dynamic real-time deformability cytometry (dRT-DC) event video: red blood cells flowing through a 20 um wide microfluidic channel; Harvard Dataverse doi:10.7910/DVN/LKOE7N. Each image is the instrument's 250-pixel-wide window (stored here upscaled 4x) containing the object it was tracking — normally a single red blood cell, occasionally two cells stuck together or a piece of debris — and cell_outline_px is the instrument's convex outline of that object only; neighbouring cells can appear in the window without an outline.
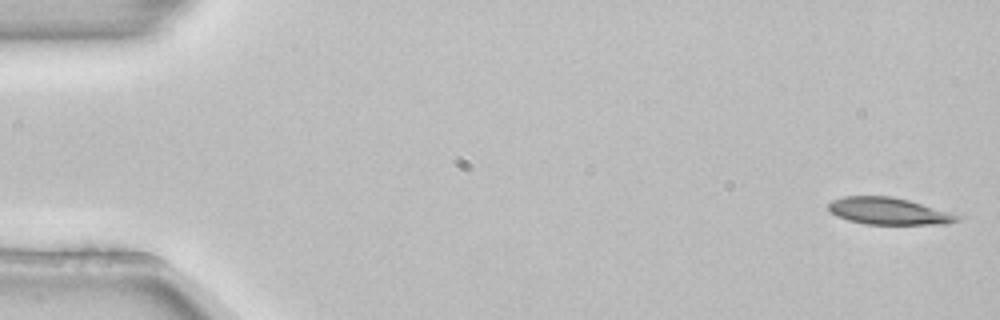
{"species": "common noctule bat (a hibernating species)", "species_latin": "Nyctalus noctula", "temperature_condition": "room temperature", "stored_images_in_passage": 4, "segment_of_instrument_passage": [2, 2], "camera_frame_rate_fps": 3000, "um_per_image_px": 0.085, "animal": {"sex": "female", "body_mass_g": 22.7, "forearm_length_mm": 54.2}, "frame": {"image": 1, "passage_image": 4, "time_ms": 1.0, "image_size_px": [1000, 320], "cell_outline_px": [[964, 216], [960, 220], [948, 224], [864, 224], [848, 220], [836, 216], [828, 208], [828, 204], [832, 200], [844, 196], [892, 196], [908, 200]], "centroid_in_image_um": [75.56, 17.95], "position_along_channel_um": 9.4, "area_um2": 20.29}}